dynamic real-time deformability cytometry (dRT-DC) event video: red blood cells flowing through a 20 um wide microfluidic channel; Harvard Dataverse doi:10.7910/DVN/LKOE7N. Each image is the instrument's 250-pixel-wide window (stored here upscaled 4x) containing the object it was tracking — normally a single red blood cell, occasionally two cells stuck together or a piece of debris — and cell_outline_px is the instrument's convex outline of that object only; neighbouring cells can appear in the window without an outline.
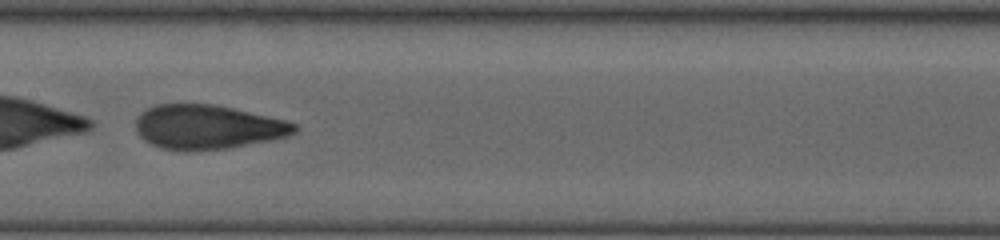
{"species": "human", "species_latin": "Homo sapiens", "temperature_condition": "room temperature", "stored_images_in_passage": 43, "camera_frame_rate_fps": 3000, "um_per_image_px": 0.085, "donor": {"sex": "female"}, "frame": {"image": 1, "passage_image": 19, "time_ms": 6.0, "image_size_px": [1000, 240], "cell_outline_px": [[296, 132], [288, 136], [272, 140], [228, 148], [188, 152], [184, 152], [160, 148], [144, 140], [136, 132], [136, 116], [140, 112], [156, 104], [212, 104], [232, 108], [284, 120], [296, 124]], "centroid_in_image_um": [17.59, 10.81], "position_along_channel_um": 189.8, "area_um2": 41.15}}
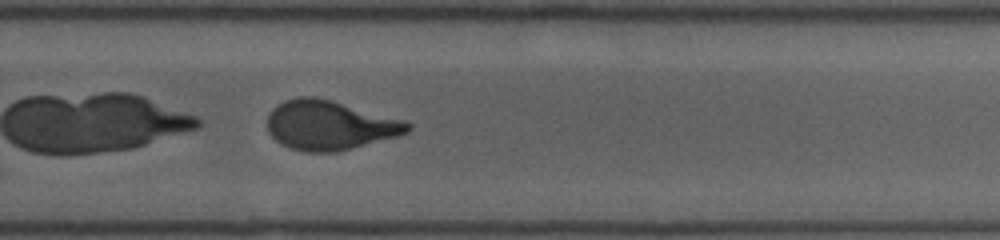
{"frame": {"image": 2, "passage_image": 28, "time_ms": 9.0, "image_size_px": [1000, 240], "cell_outline_px": [[412, 128], [408, 132], [396, 136], [336, 152], [304, 152], [280, 144], [268, 132], [268, 116], [272, 108], [284, 100], [300, 96], [316, 96], [332, 100], [404, 120], [412, 124]], "centroid_in_image_um": [28.0, 10.63], "position_along_channel_um": 301.8, "area_um2": 40.29}}
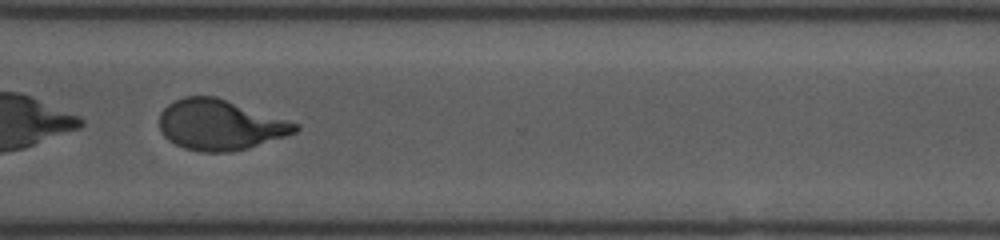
{"frame": {"image": 3, "passage_image": 32, "time_ms": 10.333, "image_size_px": [1000, 240], "cell_outline_px": [[300, 128], [296, 132], [248, 148], [232, 152], [200, 152], [184, 148], [168, 140], [164, 136], [160, 128], [160, 112], [168, 104], [184, 96], [216, 96], [300, 124]], "centroid_in_image_um": [18.69, 10.61], "position_along_channel_um": 351.9, "area_um2": 39.82}, "authors_computed_cell_mechanics": {"area_um2": 41.2692, "velocity_mm_per_s": 3.7444, "shape_relaxation_time_tau1_ms": 1.6754, "shape_relaxation_time_tau2_ms": 1.1429, "deformation_change_tau1": 0.3271, "deformation_change_tau2": 0.0449}}